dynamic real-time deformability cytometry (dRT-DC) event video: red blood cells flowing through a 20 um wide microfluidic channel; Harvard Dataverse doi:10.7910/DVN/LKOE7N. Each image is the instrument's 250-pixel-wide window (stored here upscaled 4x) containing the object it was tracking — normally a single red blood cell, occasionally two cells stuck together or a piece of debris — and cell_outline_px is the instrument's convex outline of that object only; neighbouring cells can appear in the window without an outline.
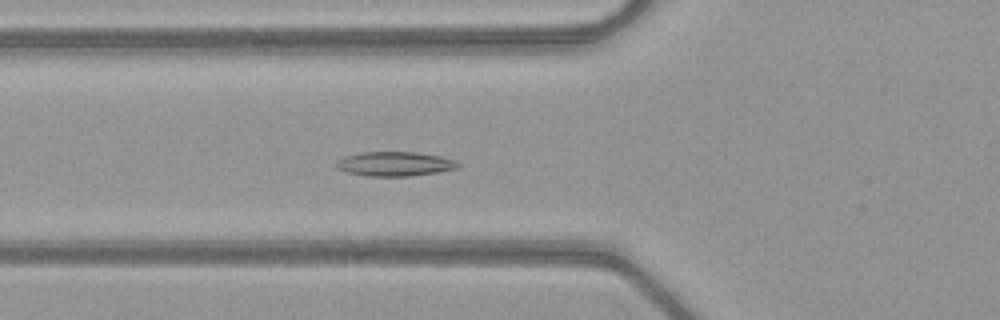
{"species": "common noctule bat (a hibernating species)", "species_latin": "Nyctalus noctula", "temperature_condition": "warm", "stored_images_in_passage": 35, "camera_frame_rate_fps": 3000, "um_per_image_px": 0.085, "animal": {"sex": "female", "body_mass_g": 21.9}, "frame": {"image": 1, "passage_image": 20, "time_ms": 6.333, "image_size_px": [1000, 320], "cell_outline_px": [[460, 168], [436, 172], [408, 176], [368, 176], [348, 172], [336, 168], [332, 164], [336, 160], [344, 156], [360, 152], [416, 152], [440, 156], [456, 160], [460, 164]], "centroid_in_image_um": [33.52, 13.92], "position_along_channel_um": 92.3, "area_um2": 17.46}}
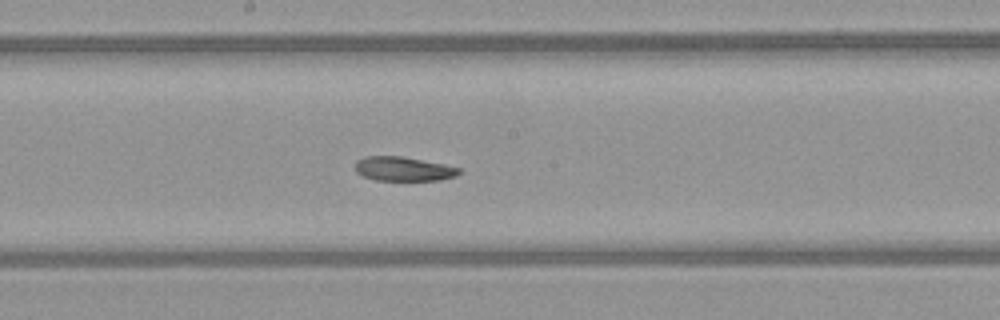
{"frame": {"image": 2, "passage_image": 29, "time_ms": 9.333, "image_size_px": [1000, 320], "cell_outline_px": [[460, 172], [456, 176], [440, 180], [376, 180], [364, 176], [356, 172], [356, 160], [364, 156], [400, 156], [444, 164], [460, 168]], "centroid_in_image_um": [34.28, 14.35], "position_along_channel_um": 213.9, "area_um2": 14.57}}
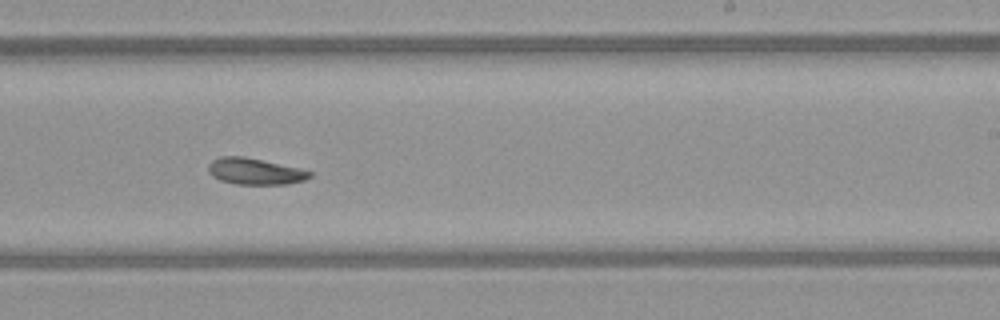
{"frame": {"image": 3, "passage_image": 33, "time_ms": 10.667, "image_size_px": [1000, 320], "cell_outline_px": [[312, 176], [304, 180], [288, 184], [236, 184], [220, 180], [212, 176], [208, 172], [208, 164], [212, 160], [220, 156], [244, 156], [300, 168], [312, 172]], "centroid_in_image_um": [21.66, 14.56], "position_along_channel_um": 267.3, "area_um2": 15.66}}